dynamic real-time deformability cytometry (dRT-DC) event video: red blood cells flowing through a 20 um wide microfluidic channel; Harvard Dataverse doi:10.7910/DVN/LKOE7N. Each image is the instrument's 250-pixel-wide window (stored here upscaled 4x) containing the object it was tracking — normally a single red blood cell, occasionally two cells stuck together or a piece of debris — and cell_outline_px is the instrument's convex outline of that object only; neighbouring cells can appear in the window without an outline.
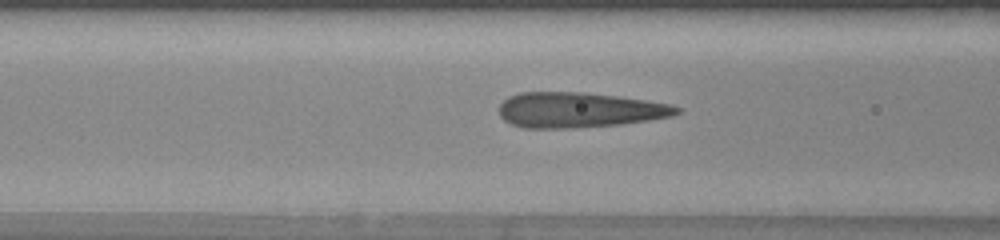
{"species": "human", "species_latin": "Homo sapiens", "temperature_condition": "warm", "stored_images_in_passage": 36, "camera_frame_rate_fps": 3000, "um_per_image_px": 0.085, "donor": {"sex": "female"}, "frame": {"image": 1, "passage_image": 13, "time_ms": 4.0, "image_size_px": [1000, 240], "cell_outline_px": [[680, 112], [672, 116], [652, 120], [620, 124], [576, 128], [524, 128], [512, 124], [504, 120], [500, 116], [500, 104], [508, 96], [520, 92], [584, 92], [616, 96], [672, 104], [680, 108]], "centroid_in_image_um": [49.23, 9.35], "position_along_channel_um": 117.4, "area_um2": 36.59}}
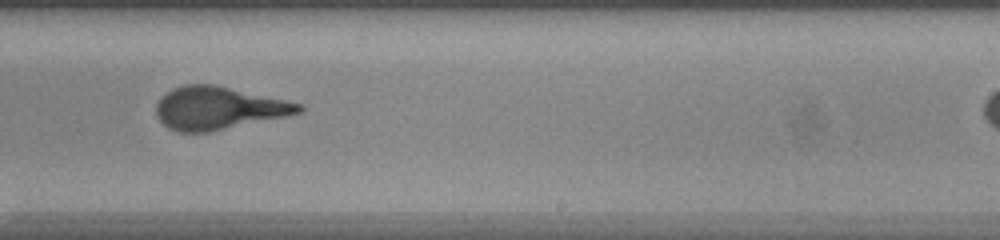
{"frame": {"image": 2, "passage_image": 24, "time_ms": 7.667, "image_size_px": [1000, 240], "cell_outline_px": [[304, 112], [208, 132], [180, 132], [168, 128], [156, 116], [156, 104], [160, 96], [172, 88], [184, 84], [216, 84], [284, 100], [300, 104], [304, 108]], "centroid_in_image_um": [18.51, 9.17], "position_along_channel_um": 270.5, "area_um2": 35.37}}
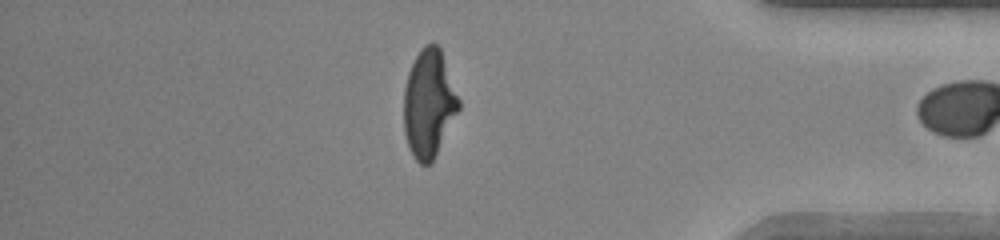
{"frame": {"image": 3, "passage_image": 35, "time_ms": 11.333, "image_size_px": [1000, 240], "cell_outline_px": [[460, 108], [432, 164], [420, 164], [412, 156], [404, 132], [404, 88], [408, 72], [416, 56], [424, 44], [436, 44], [440, 48], [460, 100]], "centroid_in_image_um": [36.45, 8.84], "position_along_channel_um": 398.7, "area_um2": 34.56}}